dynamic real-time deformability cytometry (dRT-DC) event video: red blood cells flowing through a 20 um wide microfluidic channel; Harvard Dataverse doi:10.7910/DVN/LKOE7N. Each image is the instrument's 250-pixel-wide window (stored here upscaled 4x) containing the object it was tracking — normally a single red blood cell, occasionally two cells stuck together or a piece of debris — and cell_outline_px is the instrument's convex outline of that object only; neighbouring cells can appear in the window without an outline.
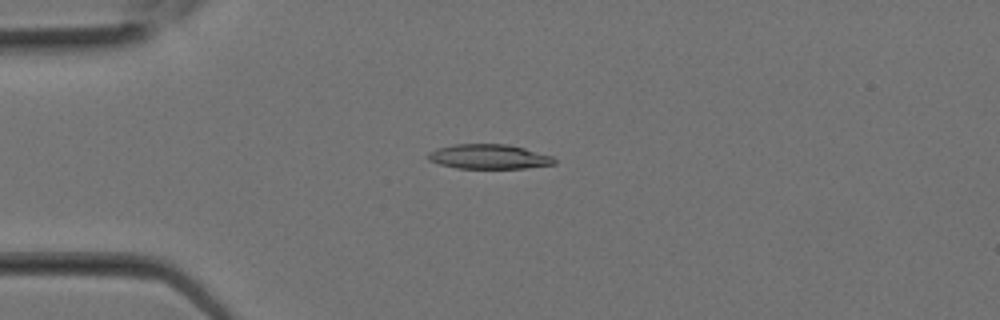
{"species": "Egyptian fruit bat (a non-hibernating species)", "species_latin": "Rousettus aegyptiacus", "temperature_condition": "room temperature", "stored_images_in_passage": 12, "camera_frame_rate_fps": 3000, "um_per_image_px": 0.085, "animal": {"sex": "female"}, "frame": {"image": 1, "passage_image": 6, "time_ms": 1.667, "image_size_px": [1000, 320], "cell_outline_px": [[556, 164], [524, 168], [456, 168], [440, 164], [428, 160], [428, 152], [436, 148], [456, 144], [508, 144], [524, 148], [552, 156], [556, 160]], "centroid_in_image_um": [41.55, 13.31], "position_along_channel_um": 43.5, "area_um2": 18.09}}
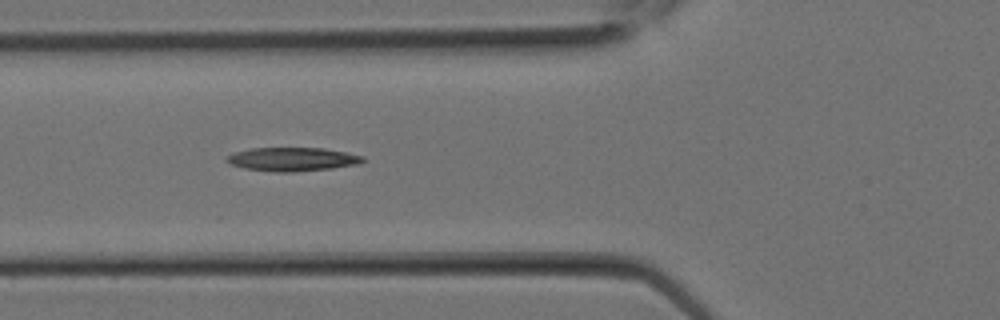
{"frame": {"image": 2, "passage_image": 9, "time_ms": 2.667, "image_size_px": [1000, 320], "cell_outline_px": [[364, 160], [360, 164], [332, 168], [292, 172], [276, 172], [244, 168], [232, 164], [224, 160], [228, 156], [236, 152], [252, 148], [324, 148], [364, 156]], "centroid_in_image_um": [24.88, 13.54], "position_along_channel_um": 100.9, "area_um2": 18.61}}
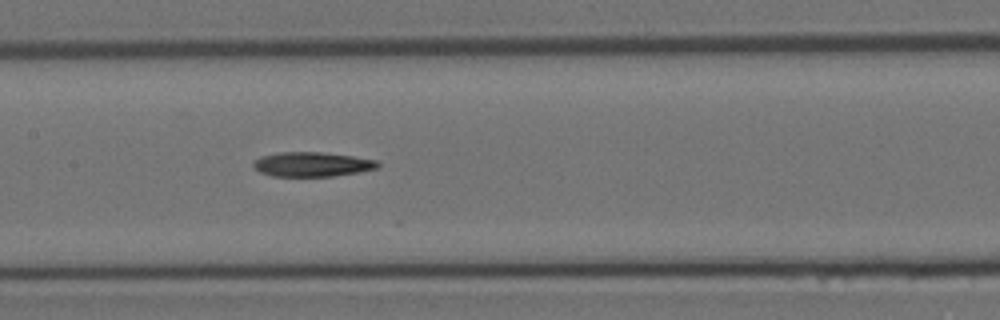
{"frame": {"image": 3, "passage_image": 12, "time_ms": 3.667, "image_size_px": [1000, 320], "cell_outline_px": [[380, 164], [376, 168], [360, 172], [332, 176], [272, 176], [260, 172], [252, 164], [260, 156], [280, 152], [320, 152], [352, 156], [376, 160]], "centroid_in_image_um": [26.52, 13.96], "position_along_channel_um": 180.9, "area_um2": 17.63}}